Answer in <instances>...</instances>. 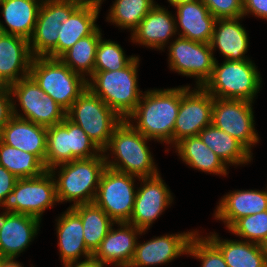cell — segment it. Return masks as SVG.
Instances as JSON below:
<instances>
[{
    "label": "cell",
    "instance_id": "obj_1",
    "mask_svg": "<svg viewBox=\"0 0 267 267\" xmlns=\"http://www.w3.org/2000/svg\"><path fill=\"white\" fill-rule=\"evenodd\" d=\"M189 88L190 85L149 89L142 94L140 102L125 120L146 138L173 146V130L180 99Z\"/></svg>",
    "mask_w": 267,
    "mask_h": 267
},
{
    "label": "cell",
    "instance_id": "obj_2",
    "mask_svg": "<svg viewBox=\"0 0 267 267\" xmlns=\"http://www.w3.org/2000/svg\"><path fill=\"white\" fill-rule=\"evenodd\" d=\"M148 140L150 141L126 120H123L114 130L108 145L102 150L106 167L138 178L154 177L160 174L149 146L146 144ZM108 151L111 152L112 157L109 156ZM110 157L113 159L110 160Z\"/></svg>",
    "mask_w": 267,
    "mask_h": 267
},
{
    "label": "cell",
    "instance_id": "obj_3",
    "mask_svg": "<svg viewBox=\"0 0 267 267\" xmlns=\"http://www.w3.org/2000/svg\"><path fill=\"white\" fill-rule=\"evenodd\" d=\"M105 168L103 152L96 157L76 159L51 168L58 202H73L70 207L93 203Z\"/></svg>",
    "mask_w": 267,
    "mask_h": 267
},
{
    "label": "cell",
    "instance_id": "obj_4",
    "mask_svg": "<svg viewBox=\"0 0 267 267\" xmlns=\"http://www.w3.org/2000/svg\"><path fill=\"white\" fill-rule=\"evenodd\" d=\"M139 57L125 68L115 71H94L87 79V88L125 120L140 102L143 92L138 86Z\"/></svg>",
    "mask_w": 267,
    "mask_h": 267
},
{
    "label": "cell",
    "instance_id": "obj_5",
    "mask_svg": "<svg viewBox=\"0 0 267 267\" xmlns=\"http://www.w3.org/2000/svg\"><path fill=\"white\" fill-rule=\"evenodd\" d=\"M261 83L260 72L251 59L224 60L221 65L216 59L212 75L203 88L215 98L254 102Z\"/></svg>",
    "mask_w": 267,
    "mask_h": 267
},
{
    "label": "cell",
    "instance_id": "obj_6",
    "mask_svg": "<svg viewBox=\"0 0 267 267\" xmlns=\"http://www.w3.org/2000/svg\"><path fill=\"white\" fill-rule=\"evenodd\" d=\"M29 75L57 104L67 111L87 88V79L59 58L34 57Z\"/></svg>",
    "mask_w": 267,
    "mask_h": 267
},
{
    "label": "cell",
    "instance_id": "obj_7",
    "mask_svg": "<svg viewBox=\"0 0 267 267\" xmlns=\"http://www.w3.org/2000/svg\"><path fill=\"white\" fill-rule=\"evenodd\" d=\"M66 117L80 126L103 150L123 119L88 88L66 111Z\"/></svg>",
    "mask_w": 267,
    "mask_h": 267
},
{
    "label": "cell",
    "instance_id": "obj_8",
    "mask_svg": "<svg viewBox=\"0 0 267 267\" xmlns=\"http://www.w3.org/2000/svg\"><path fill=\"white\" fill-rule=\"evenodd\" d=\"M85 0H43L29 40L33 57L58 58V30Z\"/></svg>",
    "mask_w": 267,
    "mask_h": 267
},
{
    "label": "cell",
    "instance_id": "obj_9",
    "mask_svg": "<svg viewBox=\"0 0 267 267\" xmlns=\"http://www.w3.org/2000/svg\"><path fill=\"white\" fill-rule=\"evenodd\" d=\"M106 167L98 185L94 204L114 222H128L133 213L138 177Z\"/></svg>",
    "mask_w": 267,
    "mask_h": 267
},
{
    "label": "cell",
    "instance_id": "obj_10",
    "mask_svg": "<svg viewBox=\"0 0 267 267\" xmlns=\"http://www.w3.org/2000/svg\"><path fill=\"white\" fill-rule=\"evenodd\" d=\"M59 204L53 175L46 170L42 175L18 179L3 210L26 214L42 220L46 209Z\"/></svg>",
    "mask_w": 267,
    "mask_h": 267
},
{
    "label": "cell",
    "instance_id": "obj_11",
    "mask_svg": "<svg viewBox=\"0 0 267 267\" xmlns=\"http://www.w3.org/2000/svg\"><path fill=\"white\" fill-rule=\"evenodd\" d=\"M254 102L213 97L212 124L238 140L252 155L259 142L255 131Z\"/></svg>",
    "mask_w": 267,
    "mask_h": 267
},
{
    "label": "cell",
    "instance_id": "obj_12",
    "mask_svg": "<svg viewBox=\"0 0 267 267\" xmlns=\"http://www.w3.org/2000/svg\"><path fill=\"white\" fill-rule=\"evenodd\" d=\"M169 44L168 65L170 70L195 78L196 87H203L210 79L216 61L210 43L178 36Z\"/></svg>",
    "mask_w": 267,
    "mask_h": 267
},
{
    "label": "cell",
    "instance_id": "obj_13",
    "mask_svg": "<svg viewBox=\"0 0 267 267\" xmlns=\"http://www.w3.org/2000/svg\"><path fill=\"white\" fill-rule=\"evenodd\" d=\"M213 96L203 87L190 88L181 96L173 130V147L182 139L197 136L212 124Z\"/></svg>",
    "mask_w": 267,
    "mask_h": 267
},
{
    "label": "cell",
    "instance_id": "obj_14",
    "mask_svg": "<svg viewBox=\"0 0 267 267\" xmlns=\"http://www.w3.org/2000/svg\"><path fill=\"white\" fill-rule=\"evenodd\" d=\"M138 181L141 187L137 188L133 213L128 223L141 230H148L174 198L160 174L138 178Z\"/></svg>",
    "mask_w": 267,
    "mask_h": 267
},
{
    "label": "cell",
    "instance_id": "obj_15",
    "mask_svg": "<svg viewBox=\"0 0 267 267\" xmlns=\"http://www.w3.org/2000/svg\"><path fill=\"white\" fill-rule=\"evenodd\" d=\"M41 221L30 215L6 210L0 213V256L7 263H18L15 259L38 234Z\"/></svg>",
    "mask_w": 267,
    "mask_h": 267
},
{
    "label": "cell",
    "instance_id": "obj_16",
    "mask_svg": "<svg viewBox=\"0 0 267 267\" xmlns=\"http://www.w3.org/2000/svg\"><path fill=\"white\" fill-rule=\"evenodd\" d=\"M195 233L196 231L193 230L160 237L155 236L143 243L137 241L134 257L128 267L167 264L181 255H187L190 239Z\"/></svg>",
    "mask_w": 267,
    "mask_h": 267
},
{
    "label": "cell",
    "instance_id": "obj_17",
    "mask_svg": "<svg viewBox=\"0 0 267 267\" xmlns=\"http://www.w3.org/2000/svg\"><path fill=\"white\" fill-rule=\"evenodd\" d=\"M119 227L110 228L106 237L93 254V258L101 264L114 267H128L134 257L138 235L147 230H141L128 222H116Z\"/></svg>",
    "mask_w": 267,
    "mask_h": 267
},
{
    "label": "cell",
    "instance_id": "obj_18",
    "mask_svg": "<svg viewBox=\"0 0 267 267\" xmlns=\"http://www.w3.org/2000/svg\"><path fill=\"white\" fill-rule=\"evenodd\" d=\"M33 55L25 38L0 34V85L10 86L29 75Z\"/></svg>",
    "mask_w": 267,
    "mask_h": 267
},
{
    "label": "cell",
    "instance_id": "obj_19",
    "mask_svg": "<svg viewBox=\"0 0 267 267\" xmlns=\"http://www.w3.org/2000/svg\"><path fill=\"white\" fill-rule=\"evenodd\" d=\"M175 17L168 9L156 4L131 33V42L150 49L162 50L177 35Z\"/></svg>",
    "mask_w": 267,
    "mask_h": 267
},
{
    "label": "cell",
    "instance_id": "obj_20",
    "mask_svg": "<svg viewBox=\"0 0 267 267\" xmlns=\"http://www.w3.org/2000/svg\"><path fill=\"white\" fill-rule=\"evenodd\" d=\"M0 140L35 155L45 166L47 127L13 116L2 128Z\"/></svg>",
    "mask_w": 267,
    "mask_h": 267
},
{
    "label": "cell",
    "instance_id": "obj_21",
    "mask_svg": "<svg viewBox=\"0 0 267 267\" xmlns=\"http://www.w3.org/2000/svg\"><path fill=\"white\" fill-rule=\"evenodd\" d=\"M173 7L177 10L175 22L176 28H178L176 29L177 32L180 29L178 36L193 41L210 43L217 19L201 0L184 2Z\"/></svg>",
    "mask_w": 267,
    "mask_h": 267
},
{
    "label": "cell",
    "instance_id": "obj_22",
    "mask_svg": "<svg viewBox=\"0 0 267 267\" xmlns=\"http://www.w3.org/2000/svg\"><path fill=\"white\" fill-rule=\"evenodd\" d=\"M104 0H85L58 30V58L79 39L91 35L99 26L96 19Z\"/></svg>",
    "mask_w": 267,
    "mask_h": 267
},
{
    "label": "cell",
    "instance_id": "obj_23",
    "mask_svg": "<svg viewBox=\"0 0 267 267\" xmlns=\"http://www.w3.org/2000/svg\"><path fill=\"white\" fill-rule=\"evenodd\" d=\"M218 204L214 211L215 219L223 221L228 229L239 218L267 210V189L228 192Z\"/></svg>",
    "mask_w": 267,
    "mask_h": 267
},
{
    "label": "cell",
    "instance_id": "obj_24",
    "mask_svg": "<svg viewBox=\"0 0 267 267\" xmlns=\"http://www.w3.org/2000/svg\"><path fill=\"white\" fill-rule=\"evenodd\" d=\"M237 18H219L214 25L213 35L210 41L212 51L218 49L229 61H242L250 59L247 57L249 48V37L246 29Z\"/></svg>",
    "mask_w": 267,
    "mask_h": 267
},
{
    "label": "cell",
    "instance_id": "obj_25",
    "mask_svg": "<svg viewBox=\"0 0 267 267\" xmlns=\"http://www.w3.org/2000/svg\"><path fill=\"white\" fill-rule=\"evenodd\" d=\"M55 221L62 264L77 262L81 256L85 260L92 258L93 254L85 245L81 218L68 207Z\"/></svg>",
    "mask_w": 267,
    "mask_h": 267
},
{
    "label": "cell",
    "instance_id": "obj_26",
    "mask_svg": "<svg viewBox=\"0 0 267 267\" xmlns=\"http://www.w3.org/2000/svg\"><path fill=\"white\" fill-rule=\"evenodd\" d=\"M43 0H4L0 5L5 25L0 21L3 34L31 39Z\"/></svg>",
    "mask_w": 267,
    "mask_h": 267
},
{
    "label": "cell",
    "instance_id": "obj_27",
    "mask_svg": "<svg viewBox=\"0 0 267 267\" xmlns=\"http://www.w3.org/2000/svg\"><path fill=\"white\" fill-rule=\"evenodd\" d=\"M174 148L177 156L195 170L224 177L228 175L229 167L203 143L199 135L182 139Z\"/></svg>",
    "mask_w": 267,
    "mask_h": 267
},
{
    "label": "cell",
    "instance_id": "obj_28",
    "mask_svg": "<svg viewBox=\"0 0 267 267\" xmlns=\"http://www.w3.org/2000/svg\"><path fill=\"white\" fill-rule=\"evenodd\" d=\"M206 237L221 251L228 267H267L261 244L245 240H223L216 232Z\"/></svg>",
    "mask_w": 267,
    "mask_h": 267
},
{
    "label": "cell",
    "instance_id": "obj_29",
    "mask_svg": "<svg viewBox=\"0 0 267 267\" xmlns=\"http://www.w3.org/2000/svg\"><path fill=\"white\" fill-rule=\"evenodd\" d=\"M199 137L227 166L248 165L252 160V154L238 140L213 124L202 129Z\"/></svg>",
    "mask_w": 267,
    "mask_h": 267
},
{
    "label": "cell",
    "instance_id": "obj_30",
    "mask_svg": "<svg viewBox=\"0 0 267 267\" xmlns=\"http://www.w3.org/2000/svg\"><path fill=\"white\" fill-rule=\"evenodd\" d=\"M70 208L81 218L85 245L94 254L116 222L94 203L79 204Z\"/></svg>",
    "mask_w": 267,
    "mask_h": 267
},
{
    "label": "cell",
    "instance_id": "obj_31",
    "mask_svg": "<svg viewBox=\"0 0 267 267\" xmlns=\"http://www.w3.org/2000/svg\"><path fill=\"white\" fill-rule=\"evenodd\" d=\"M101 37L98 27L91 35L79 39L59 59L84 78L90 77L94 73L96 49Z\"/></svg>",
    "mask_w": 267,
    "mask_h": 267
},
{
    "label": "cell",
    "instance_id": "obj_32",
    "mask_svg": "<svg viewBox=\"0 0 267 267\" xmlns=\"http://www.w3.org/2000/svg\"><path fill=\"white\" fill-rule=\"evenodd\" d=\"M0 165L18 179L42 175L46 168L33 154L14 148L0 140Z\"/></svg>",
    "mask_w": 267,
    "mask_h": 267
},
{
    "label": "cell",
    "instance_id": "obj_33",
    "mask_svg": "<svg viewBox=\"0 0 267 267\" xmlns=\"http://www.w3.org/2000/svg\"><path fill=\"white\" fill-rule=\"evenodd\" d=\"M19 105L22 109V113L18 112L16 100L13 99L14 116L47 128L60 124L66 117V111L46 93H44L35 104Z\"/></svg>",
    "mask_w": 267,
    "mask_h": 267
},
{
    "label": "cell",
    "instance_id": "obj_34",
    "mask_svg": "<svg viewBox=\"0 0 267 267\" xmlns=\"http://www.w3.org/2000/svg\"><path fill=\"white\" fill-rule=\"evenodd\" d=\"M156 3L154 0H115L106 19L121 29H129L132 33Z\"/></svg>",
    "mask_w": 267,
    "mask_h": 267
},
{
    "label": "cell",
    "instance_id": "obj_35",
    "mask_svg": "<svg viewBox=\"0 0 267 267\" xmlns=\"http://www.w3.org/2000/svg\"><path fill=\"white\" fill-rule=\"evenodd\" d=\"M71 162V149L68 142V118L60 124L47 128L45 168H51Z\"/></svg>",
    "mask_w": 267,
    "mask_h": 267
},
{
    "label": "cell",
    "instance_id": "obj_36",
    "mask_svg": "<svg viewBox=\"0 0 267 267\" xmlns=\"http://www.w3.org/2000/svg\"><path fill=\"white\" fill-rule=\"evenodd\" d=\"M136 56L127 57L120 44L101 37L95 55L94 71H115L125 68Z\"/></svg>",
    "mask_w": 267,
    "mask_h": 267
},
{
    "label": "cell",
    "instance_id": "obj_37",
    "mask_svg": "<svg viewBox=\"0 0 267 267\" xmlns=\"http://www.w3.org/2000/svg\"><path fill=\"white\" fill-rule=\"evenodd\" d=\"M228 231L242 240L262 245L267 240V210L239 218Z\"/></svg>",
    "mask_w": 267,
    "mask_h": 267
},
{
    "label": "cell",
    "instance_id": "obj_38",
    "mask_svg": "<svg viewBox=\"0 0 267 267\" xmlns=\"http://www.w3.org/2000/svg\"><path fill=\"white\" fill-rule=\"evenodd\" d=\"M187 255L202 261L201 267H228L221 251L198 231L190 239Z\"/></svg>",
    "mask_w": 267,
    "mask_h": 267
},
{
    "label": "cell",
    "instance_id": "obj_39",
    "mask_svg": "<svg viewBox=\"0 0 267 267\" xmlns=\"http://www.w3.org/2000/svg\"><path fill=\"white\" fill-rule=\"evenodd\" d=\"M68 142L69 149H71V161L96 157L103 152L80 126L69 119Z\"/></svg>",
    "mask_w": 267,
    "mask_h": 267
},
{
    "label": "cell",
    "instance_id": "obj_40",
    "mask_svg": "<svg viewBox=\"0 0 267 267\" xmlns=\"http://www.w3.org/2000/svg\"><path fill=\"white\" fill-rule=\"evenodd\" d=\"M9 88L13 99L15 97L19 104H35L45 93L30 75L11 84Z\"/></svg>",
    "mask_w": 267,
    "mask_h": 267
},
{
    "label": "cell",
    "instance_id": "obj_41",
    "mask_svg": "<svg viewBox=\"0 0 267 267\" xmlns=\"http://www.w3.org/2000/svg\"><path fill=\"white\" fill-rule=\"evenodd\" d=\"M216 18L243 17V0H201Z\"/></svg>",
    "mask_w": 267,
    "mask_h": 267
},
{
    "label": "cell",
    "instance_id": "obj_42",
    "mask_svg": "<svg viewBox=\"0 0 267 267\" xmlns=\"http://www.w3.org/2000/svg\"><path fill=\"white\" fill-rule=\"evenodd\" d=\"M14 116L13 98L9 86H0V132Z\"/></svg>",
    "mask_w": 267,
    "mask_h": 267
},
{
    "label": "cell",
    "instance_id": "obj_43",
    "mask_svg": "<svg viewBox=\"0 0 267 267\" xmlns=\"http://www.w3.org/2000/svg\"><path fill=\"white\" fill-rule=\"evenodd\" d=\"M17 180L16 176L0 165V208L7 205Z\"/></svg>",
    "mask_w": 267,
    "mask_h": 267
},
{
    "label": "cell",
    "instance_id": "obj_44",
    "mask_svg": "<svg viewBox=\"0 0 267 267\" xmlns=\"http://www.w3.org/2000/svg\"><path fill=\"white\" fill-rule=\"evenodd\" d=\"M249 14L267 21V0H243V17Z\"/></svg>",
    "mask_w": 267,
    "mask_h": 267
},
{
    "label": "cell",
    "instance_id": "obj_45",
    "mask_svg": "<svg viewBox=\"0 0 267 267\" xmlns=\"http://www.w3.org/2000/svg\"><path fill=\"white\" fill-rule=\"evenodd\" d=\"M64 267H105L98 260H95L93 257L83 261L70 262L63 264Z\"/></svg>",
    "mask_w": 267,
    "mask_h": 267
},
{
    "label": "cell",
    "instance_id": "obj_46",
    "mask_svg": "<svg viewBox=\"0 0 267 267\" xmlns=\"http://www.w3.org/2000/svg\"><path fill=\"white\" fill-rule=\"evenodd\" d=\"M170 3V6H174L176 4L184 3V2H192L195 0H167Z\"/></svg>",
    "mask_w": 267,
    "mask_h": 267
},
{
    "label": "cell",
    "instance_id": "obj_47",
    "mask_svg": "<svg viewBox=\"0 0 267 267\" xmlns=\"http://www.w3.org/2000/svg\"><path fill=\"white\" fill-rule=\"evenodd\" d=\"M262 248L267 261V240L262 244Z\"/></svg>",
    "mask_w": 267,
    "mask_h": 267
},
{
    "label": "cell",
    "instance_id": "obj_48",
    "mask_svg": "<svg viewBox=\"0 0 267 267\" xmlns=\"http://www.w3.org/2000/svg\"><path fill=\"white\" fill-rule=\"evenodd\" d=\"M9 267H24V266H22V264L18 262V263H9Z\"/></svg>",
    "mask_w": 267,
    "mask_h": 267
},
{
    "label": "cell",
    "instance_id": "obj_49",
    "mask_svg": "<svg viewBox=\"0 0 267 267\" xmlns=\"http://www.w3.org/2000/svg\"><path fill=\"white\" fill-rule=\"evenodd\" d=\"M8 263L0 256V267H5Z\"/></svg>",
    "mask_w": 267,
    "mask_h": 267
}]
</instances>
